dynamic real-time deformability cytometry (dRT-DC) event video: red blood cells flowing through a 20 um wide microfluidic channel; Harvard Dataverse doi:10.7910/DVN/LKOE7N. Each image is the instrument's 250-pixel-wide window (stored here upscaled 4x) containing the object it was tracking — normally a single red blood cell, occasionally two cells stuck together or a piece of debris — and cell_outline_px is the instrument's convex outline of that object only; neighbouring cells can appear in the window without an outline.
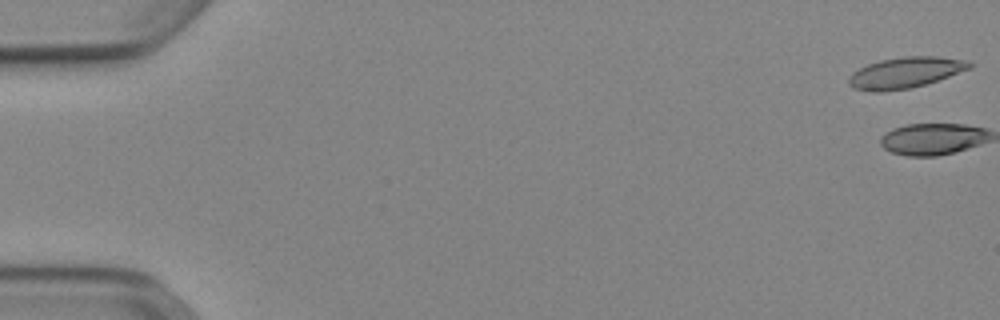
{"species": "Egyptian fruit bat (a non-hibernating species)", "species_latin": "Rousettus aegyptiacus", "temperature_condition": "cold", "stored_images_in_passage": 2, "camera_frame_rate_fps": 3000, "um_per_image_px": 0.085, "animal": {"sex": "female"}, "frame": {"image": 1, "passage_image": 1, "time_ms": 0.0, "image_size_px": [1000, 320], "cell_outline_px": [[972, 68], [924, 84], [908, 88], [880, 92], [872, 92], [852, 88], [848, 84], [848, 80], [852, 72], [868, 64], [880, 60], [904, 56], [936, 56], [964, 60], [972, 64]], "centroid_in_image_um": [76.9, 6.17], "position_along_channel_um": 8.1, "area_um2": 21.56}}